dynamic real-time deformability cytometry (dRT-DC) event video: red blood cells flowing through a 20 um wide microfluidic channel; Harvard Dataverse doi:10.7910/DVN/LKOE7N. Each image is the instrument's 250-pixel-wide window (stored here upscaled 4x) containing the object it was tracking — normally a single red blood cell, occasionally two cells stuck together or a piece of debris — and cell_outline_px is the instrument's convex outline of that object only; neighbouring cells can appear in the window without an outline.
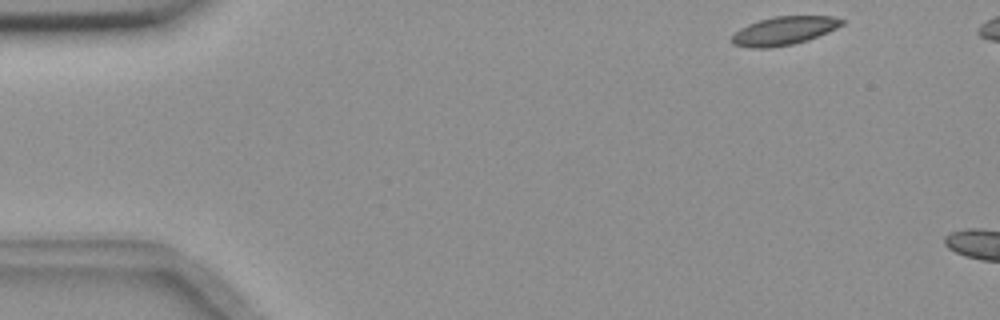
{"species": "common noctule bat (a hibernating species)", "species_latin": "Nyctalus noctula", "temperature_condition": "room temperature", "stored_images_in_passage": 6, "camera_frame_rate_fps": 3000, "um_per_image_px": 0.085, "animal": {"sex": "female", "body_mass_g": 18.4}, "frame": {"image": 1, "passage_image": 2, "time_ms": 0.333, "image_size_px": [1000, 320], "cell_outline_px": [[844, 24], [828, 32], [808, 40], [792, 44], [768, 48], [748, 48], [732, 44], [728, 40], [740, 28], [748, 24], [772, 16], [832, 16], [844, 20]], "centroid_in_image_um": [66.6, 2.62], "position_along_channel_um": 18.4, "area_um2": 18.32}}